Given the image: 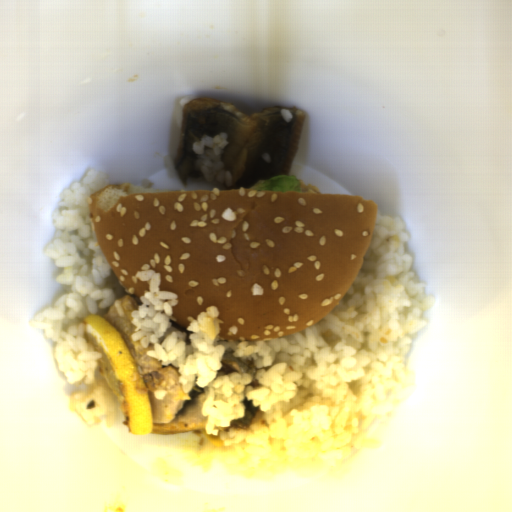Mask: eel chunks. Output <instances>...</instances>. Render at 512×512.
Here are the masks:
<instances>
[{
    "instance_id": "eel-chunks-1",
    "label": "eel chunks",
    "mask_w": 512,
    "mask_h": 512,
    "mask_svg": "<svg viewBox=\"0 0 512 512\" xmlns=\"http://www.w3.org/2000/svg\"><path fill=\"white\" fill-rule=\"evenodd\" d=\"M293 119L285 122L281 109ZM306 115L298 107L274 106L247 115L215 98H196L182 106L174 170L186 187L189 178L203 177L193 148L204 135L227 133L221 162L231 176L230 189H244L262 180L292 172Z\"/></svg>"
}]
</instances>
